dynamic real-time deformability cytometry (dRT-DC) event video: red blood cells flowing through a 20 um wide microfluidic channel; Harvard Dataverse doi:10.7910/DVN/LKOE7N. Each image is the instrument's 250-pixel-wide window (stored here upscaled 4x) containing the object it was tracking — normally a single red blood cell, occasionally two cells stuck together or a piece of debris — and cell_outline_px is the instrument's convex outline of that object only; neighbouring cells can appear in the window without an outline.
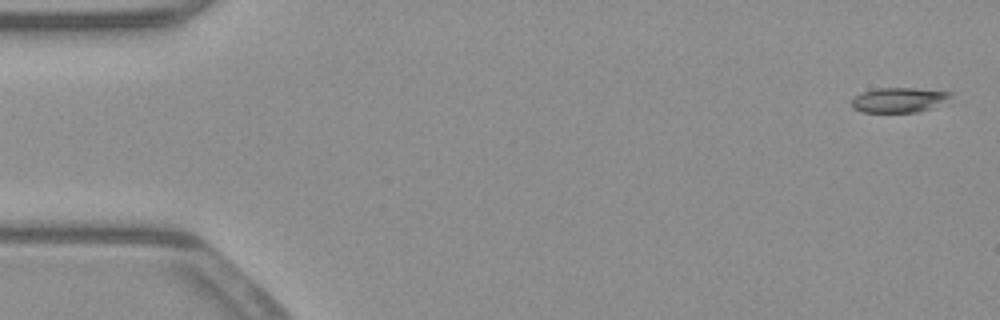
{"species": "common noctule bat (a hibernating species)", "species_latin": "Nyctalus noctula", "temperature_condition": "warm", "stored_images_in_passage": 11, "camera_frame_rate_fps": 3000, "um_per_image_px": 0.085, "animal": {"sex": "male", "body_mass_g": 23.1, "forearm_length_mm": 52.7}, "frame": {"image": 1, "passage_image": 2, "time_ms": 0.333, "image_size_px": [1000, 320], "cell_outline_px": [[952, 96], [932, 108], [916, 112], [860, 112], [852, 108], [852, 100], [856, 96], [864, 92], [876, 88], [916, 88], [952, 92]], "centroid_in_image_um": [76.39, 8.5], "position_along_channel_um": 8.6, "area_um2": 14.22}}